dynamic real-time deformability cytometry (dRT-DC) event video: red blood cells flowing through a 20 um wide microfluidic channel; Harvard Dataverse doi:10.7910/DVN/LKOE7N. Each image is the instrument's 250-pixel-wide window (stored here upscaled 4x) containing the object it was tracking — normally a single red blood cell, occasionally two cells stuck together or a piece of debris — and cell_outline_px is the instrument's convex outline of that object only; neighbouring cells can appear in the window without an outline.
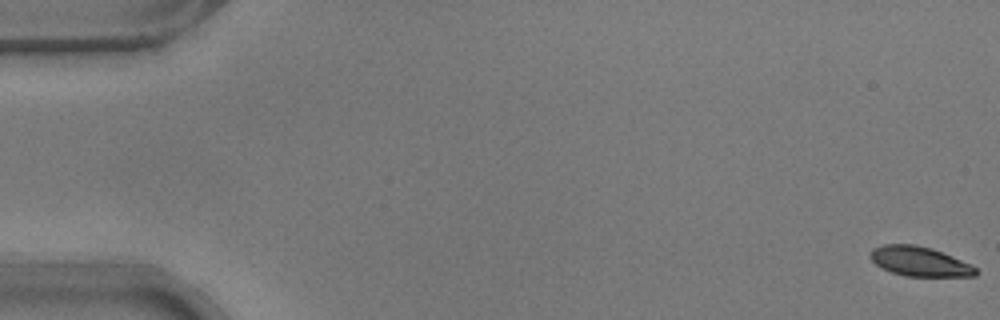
{"species": "common noctule bat (a hibernating species)", "species_latin": "Nyctalus noctula", "temperature_condition": "warm", "stored_images_in_passage": 55, "camera_frame_rate_fps": 3000, "um_per_image_px": 0.085, "animal": {"sex": "male", "body_mass_g": 17.9}, "frame": {"image": 1, "passage_image": 1, "time_ms": 0.0, "image_size_px": [1000, 320], "cell_outline_px": [[980, 272], [976, 276], [904, 276], [880, 268], [868, 256], [868, 252], [872, 248], [884, 244], [916, 244], [932, 248], [972, 264]], "centroid_in_image_um": [78.15, 22.21], "position_along_channel_um": 6.8, "area_um2": 18.5}}
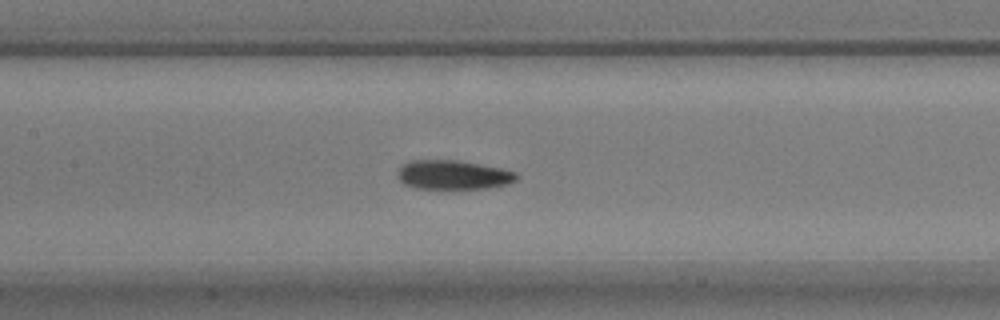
{"frame": {"image": 2, "passage_image": 26, "time_ms": 8.333, "image_size_px": [1000, 320], "cell_outline_px": [[520, 176], [516, 180], [508, 184], [484, 188], [416, 188], [404, 184], [396, 176], [396, 172], [400, 164], [408, 160], [456, 160], [500, 168], [516, 172]], "centroid_in_image_um": [38.46, 14.85], "position_along_channel_um": 168.9, "area_um2": 20.29}}
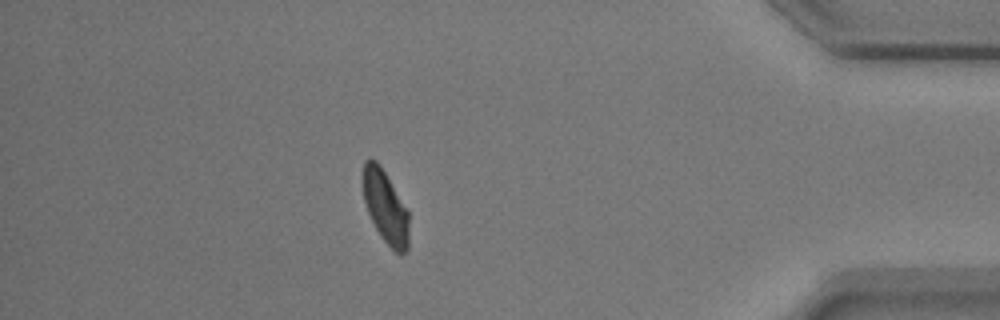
{"frame": {"image": 3, "passage_image": 48, "time_ms": 15.667, "image_size_px": [1000, 320], "cell_outline_px": [[408, 248], [404, 252], [396, 252], [380, 236], [368, 212], [364, 200], [360, 176], [364, 160], [376, 160], [380, 164], [408, 208]], "centroid_in_image_um": [32.73, 17.5], "position_along_channel_um": 402.5, "area_um2": 19.77}, "authors_computed_cell_mechanics": {"area_um2": 19.8832, "velocity_mm_per_s": 3.7492, "shape_relaxation_time_tau1_ms": 3.6735, "shape_relaxation_time_tau2_ms": 2.3161, "deformation_change_tau1": 0.1118, "deformation_change_tau2": 0.0705}}